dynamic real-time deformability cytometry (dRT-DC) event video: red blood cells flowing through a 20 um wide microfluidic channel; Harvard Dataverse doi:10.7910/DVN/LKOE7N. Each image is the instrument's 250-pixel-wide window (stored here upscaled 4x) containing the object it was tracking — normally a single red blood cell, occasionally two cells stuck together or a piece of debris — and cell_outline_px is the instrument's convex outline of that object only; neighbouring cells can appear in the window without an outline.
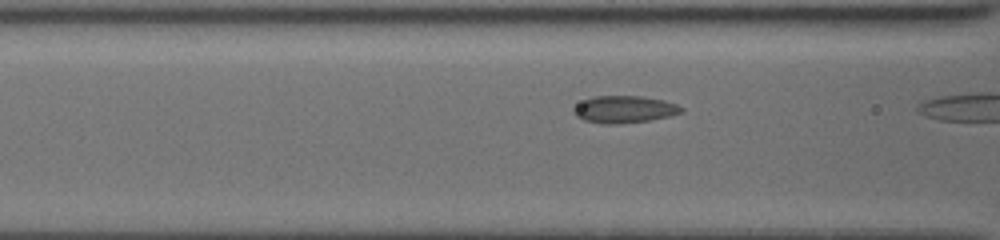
{"species": "common noctule bat (a hibernating species)", "species_latin": "Nyctalus noctula", "temperature_condition": "cold", "stored_images_in_passage": 9, "camera_frame_rate_fps": 3000, "um_per_image_px": 0.085, "animal": {"sex": "female", "body_mass_g": 19.5, "forearm_length_mm": 54.1}, "frame": {"image": 1, "passage_image": 8, "time_ms": 2.333, "image_size_px": [1000, 240], "cell_outline_px": [[684, 112], [668, 116], [648, 120], [616, 124], [604, 124], [584, 120], [576, 116], [572, 112], [572, 108], [584, 100], [592, 96], [640, 96], [664, 100], [676, 104], [684, 108]], "centroid_in_image_um": [53.05, 9.29], "position_along_channel_um": 113.6, "area_um2": 16.99}}